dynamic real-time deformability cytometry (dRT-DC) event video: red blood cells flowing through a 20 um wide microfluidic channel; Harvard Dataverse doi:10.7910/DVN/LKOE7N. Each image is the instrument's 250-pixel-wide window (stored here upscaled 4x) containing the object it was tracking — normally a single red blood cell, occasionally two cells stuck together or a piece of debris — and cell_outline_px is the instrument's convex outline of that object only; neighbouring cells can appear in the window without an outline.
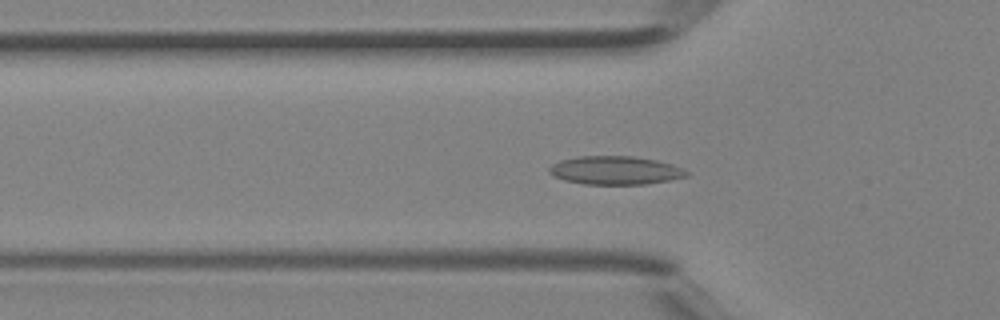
{"species": "Egyptian fruit bat (a non-hibernating species)", "species_latin": "Rousettus aegyptiacus", "temperature_condition": "room temperature", "stored_images_in_passage": 42, "camera_frame_rate_fps": 3000, "um_per_image_px": 0.085, "animal": {"sex": "female"}, "frame": {"image": 1, "passage_image": 14, "time_ms": 4.333, "image_size_px": [1000, 320], "cell_outline_px": [[688, 176], [648, 184], [584, 184], [564, 180], [552, 176], [548, 172], [548, 168], [552, 164], [560, 160], [576, 156], [632, 156], [656, 160], [672, 164], [684, 168], [688, 172]], "centroid_in_image_um": [52.27, 14.48], "position_along_channel_um": 73.5, "area_um2": 22.89}}
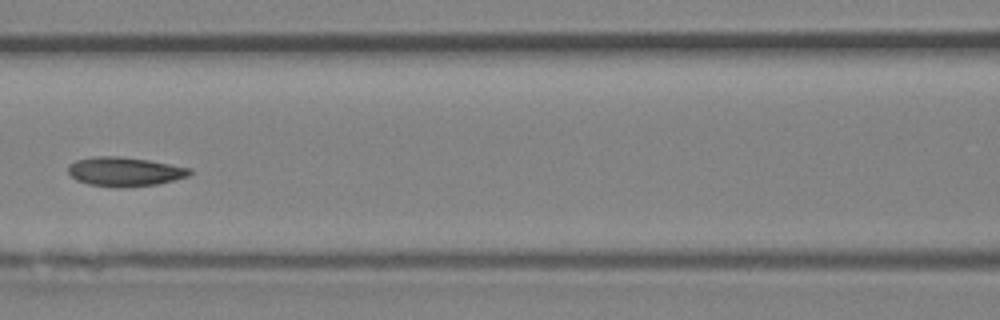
{"frame": {"image": 2, "passage_image": 19, "time_ms": 6.0, "image_size_px": [1000, 320], "cell_outline_px": [[192, 172], [188, 176], [156, 184], [88, 184], [76, 180], [68, 172], [68, 164], [76, 160], [92, 156], [120, 156], [148, 160], [192, 168]], "centroid_in_image_um": [10.58, 14.52], "position_along_channel_um": 156.0, "area_um2": 19.71}}
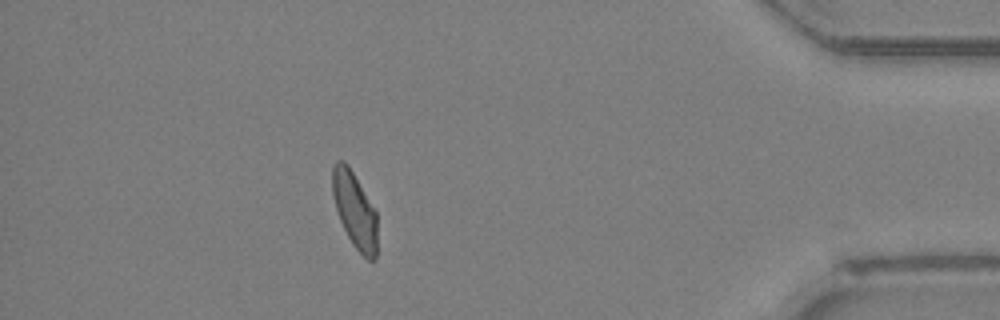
{"frame": {"image": 3, "passage_image": 37, "time_ms": 12.0, "image_size_px": [1000, 320], "cell_outline_px": [[376, 260], [368, 260], [352, 244], [340, 220], [332, 196], [332, 168], [336, 160], [344, 160], [348, 164], [376, 212]], "centroid_in_image_um": [30.13, 17.83], "position_along_channel_um": 405.1, "area_um2": 19.59}}